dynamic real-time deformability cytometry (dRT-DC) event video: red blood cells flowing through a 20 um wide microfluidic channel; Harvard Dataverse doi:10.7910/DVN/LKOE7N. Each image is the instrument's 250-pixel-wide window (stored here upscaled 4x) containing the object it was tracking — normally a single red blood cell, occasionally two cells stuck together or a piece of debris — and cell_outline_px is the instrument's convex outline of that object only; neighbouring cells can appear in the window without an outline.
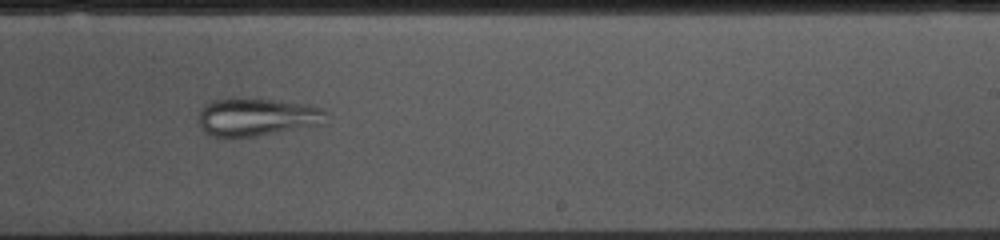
{"species": "common noctule bat (a hibernating species)", "species_latin": "Nyctalus noctula", "temperature_condition": "cold", "stored_images_in_passage": 53, "camera_frame_rate_fps": 3000, "um_per_image_px": 0.085, "animal": {"sex": "female", "body_mass_g": 10.0, "forearm_length_mm": 53.1}, "frame": {"image": 1, "passage_image": 31, "time_ms": 10.0, "image_size_px": [1000, 240], "cell_outline_px": [[328, 112], [324, 124], [256, 136], [212, 136], [204, 132], [200, 128], [200, 112], [204, 104], [212, 100], [272, 100], [304, 104], [320, 108]], "centroid_in_image_um": [21.86, 9.97], "position_along_channel_um": 267.1, "area_um2": 27.46}}